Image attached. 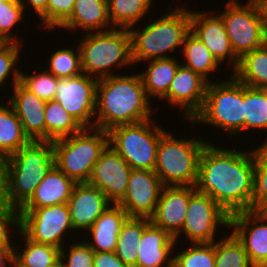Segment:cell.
Masks as SVG:
<instances>
[{"instance_id":"52a82bcc","label":"cell","mask_w":267,"mask_h":267,"mask_svg":"<svg viewBox=\"0 0 267 267\" xmlns=\"http://www.w3.org/2000/svg\"><path fill=\"white\" fill-rule=\"evenodd\" d=\"M178 137L168 130L161 136L154 172L164 186L195 187L199 157L208 141L193 136Z\"/></svg>"},{"instance_id":"ba28073f","label":"cell","mask_w":267,"mask_h":267,"mask_svg":"<svg viewBox=\"0 0 267 267\" xmlns=\"http://www.w3.org/2000/svg\"><path fill=\"white\" fill-rule=\"evenodd\" d=\"M108 145L107 131L83 128L76 134L53 141L55 165L76 183L88 182L94 165Z\"/></svg>"},{"instance_id":"8992f818","label":"cell","mask_w":267,"mask_h":267,"mask_svg":"<svg viewBox=\"0 0 267 267\" xmlns=\"http://www.w3.org/2000/svg\"><path fill=\"white\" fill-rule=\"evenodd\" d=\"M229 77L208 84L203 107L189 121L192 127L208 124L221 129L228 137L244 133L243 83L232 74Z\"/></svg>"},{"instance_id":"1f68e13d","label":"cell","mask_w":267,"mask_h":267,"mask_svg":"<svg viewBox=\"0 0 267 267\" xmlns=\"http://www.w3.org/2000/svg\"><path fill=\"white\" fill-rule=\"evenodd\" d=\"M108 15L114 28L137 26L153 10L154 0H107Z\"/></svg>"},{"instance_id":"e0dca14e","label":"cell","mask_w":267,"mask_h":267,"mask_svg":"<svg viewBox=\"0 0 267 267\" xmlns=\"http://www.w3.org/2000/svg\"><path fill=\"white\" fill-rule=\"evenodd\" d=\"M209 82L192 69L179 65L167 95L162 99L181 109L182 121L188 123L201 110Z\"/></svg>"},{"instance_id":"4dcf8cb0","label":"cell","mask_w":267,"mask_h":267,"mask_svg":"<svg viewBox=\"0 0 267 267\" xmlns=\"http://www.w3.org/2000/svg\"><path fill=\"white\" fill-rule=\"evenodd\" d=\"M151 224L149 218L128 217L122 224L117 238L115 254L128 267H136L137 245L143 231Z\"/></svg>"},{"instance_id":"9a60e30c","label":"cell","mask_w":267,"mask_h":267,"mask_svg":"<svg viewBox=\"0 0 267 267\" xmlns=\"http://www.w3.org/2000/svg\"><path fill=\"white\" fill-rule=\"evenodd\" d=\"M163 187L154 171L132 169L126 193L118 205L128 217L150 219L155 213Z\"/></svg>"},{"instance_id":"db71d44e","label":"cell","mask_w":267,"mask_h":267,"mask_svg":"<svg viewBox=\"0 0 267 267\" xmlns=\"http://www.w3.org/2000/svg\"><path fill=\"white\" fill-rule=\"evenodd\" d=\"M4 42L0 39V46L3 44Z\"/></svg>"},{"instance_id":"7bdbcfd3","label":"cell","mask_w":267,"mask_h":267,"mask_svg":"<svg viewBox=\"0 0 267 267\" xmlns=\"http://www.w3.org/2000/svg\"><path fill=\"white\" fill-rule=\"evenodd\" d=\"M19 230H20L19 210L11 205H0V247L14 248L15 244L14 238L17 239Z\"/></svg>"},{"instance_id":"74e56055","label":"cell","mask_w":267,"mask_h":267,"mask_svg":"<svg viewBox=\"0 0 267 267\" xmlns=\"http://www.w3.org/2000/svg\"><path fill=\"white\" fill-rule=\"evenodd\" d=\"M24 14L27 12L18 0H0V39L3 42L24 43V39L14 33Z\"/></svg>"},{"instance_id":"44dd1931","label":"cell","mask_w":267,"mask_h":267,"mask_svg":"<svg viewBox=\"0 0 267 267\" xmlns=\"http://www.w3.org/2000/svg\"><path fill=\"white\" fill-rule=\"evenodd\" d=\"M12 89L8 99L2 101H8L12 105L24 133L31 141H45L46 101L31 93L20 82Z\"/></svg>"},{"instance_id":"30bf717a","label":"cell","mask_w":267,"mask_h":267,"mask_svg":"<svg viewBox=\"0 0 267 267\" xmlns=\"http://www.w3.org/2000/svg\"><path fill=\"white\" fill-rule=\"evenodd\" d=\"M227 0L224 10L217 12L222 18L235 55L240 59L267 43L263 16L256 0Z\"/></svg>"},{"instance_id":"d4e9b609","label":"cell","mask_w":267,"mask_h":267,"mask_svg":"<svg viewBox=\"0 0 267 267\" xmlns=\"http://www.w3.org/2000/svg\"><path fill=\"white\" fill-rule=\"evenodd\" d=\"M75 185L73 179L54 165L21 208H41L67 203Z\"/></svg>"},{"instance_id":"7402d4cb","label":"cell","mask_w":267,"mask_h":267,"mask_svg":"<svg viewBox=\"0 0 267 267\" xmlns=\"http://www.w3.org/2000/svg\"><path fill=\"white\" fill-rule=\"evenodd\" d=\"M175 245L174 237L151 223L136 246V267H173Z\"/></svg>"},{"instance_id":"b9f144b4","label":"cell","mask_w":267,"mask_h":267,"mask_svg":"<svg viewBox=\"0 0 267 267\" xmlns=\"http://www.w3.org/2000/svg\"><path fill=\"white\" fill-rule=\"evenodd\" d=\"M81 240L80 242L71 240V243L69 240L67 242L69 248L63 246L60 249L62 267H93L94 251L85 240Z\"/></svg>"},{"instance_id":"e575fe53","label":"cell","mask_w":267,"mask_h":267,"mask_svg":"<svg viewBox=\"0 0 267 267\" xmlns=\"http://www.w3.org/2000/svg\"><path fill=\"white\" fill-rule=\"evenodd\" d=\"M226 234L215 241V267H254L238 239L232 233Z\"/></svg>"},{"instance_id":"ac0fdd59","label":"cell","mask_w":267,"mask_h":267,"mask_svg":"<svg viewBox=\"0 0 267 267\" xmlns=\"http://www.w3.org/2000/svg\"><path fill=\"white\" fill-rule=\"evenodd\" d=\"M131 172L128 163L108 145L94 165L88 183L101 190L112 204H118L126 193Z\"/></svg>"},{"instance_id":"f907efd6","label":"cell","mask_w":267,"mask_h":267,"mask_svg":"<svg viewBox=\"0 0 267 267\" xmlns=\"http://www.w3.org/2000/svg\"><path fill=\"white\" fill-rule=\"evenodd\" d=\"M10 267H21L14 260L9 264Z\"/></svg>"},{"instance_id":"484cf974","label":"cell","mask_w":267,"mask_h":267,"mask_svg":"<svg viewBox=\"0 0 267 267\" xmlns=\"http://www.w3.org/2000/svg\"><path fill=\"white\" fill-rule=\"evenodd\" d=\"M176 55L169 58L153 59L147 62L145 71L139 72L144 89L148 98L152 101V98L160 99V101L167 95L181 60Z\"/></svg>"},{"instance_id":"4316f807","label":"cell","mask_w":267,"mask_h":267,"mask_svg":"<svg viewBox=\"0 0 267 267\" xmlns=\"http://www.w3.org/2000/svg\"><path fill=\"white\" fill-rule=\"evenodd\" d=\"M18 234V237L21 235L18 239H22L21 244L24 247L22 245H19L20 247L16 245L19 241L15 239L13 260L21 267H50L60 260V248L34 242L21 230H19Z\"/></svg>"},{"instance_id":"ffe728a7","label":"cell","mask_w":267,"mask_h":267,"mask_svg":"<svg viewBox=\"0 0 267 267\" xmlns=\"http://www.w3.org/2000/svg\"><path fill=\"white\" fill-rule=\"evenodd\" d=\"M194 186H164L151 223L175 237L182 229Z\"/></svg>"},{"instance_id":"836d02e7","label":"cell","mask_w":267,"mask_h":267,"mask_svg":"<svg viewBox=\"0 0 267 267\" xmlns=\"http://www.w3.org/2000/svg\"><path fill=\"white\" fill-rule=\"evenodd\" d=\"M244 133L249 130L267 133V90L248 87L243 84ZM267 135V134H266ZM262 144H267L265 136Z\"/></svg>"},{"instance_id":"277c9868","label":"cell","mask_w":267,"mask_h":267,"mask_svg":"<svg viewBox=\"0 0 267 267\" xmlns=\"http://www.w3.org/2000/svg\"><path fill=\"white\" fill-rule=\"evenodd\" d=\"M77 44L83 73L98 80L117 75L114 69L119 70L134 64L131 35L127 28L84 33Z\"/></svg>"},{"instance_id":"f6af8a7d","label":"cell","mask_w":267,"mask_h":267,"mask_svg":"<svg viewBox=\"0 0 267 267\" xmlns=\"http://www.w3.org/2000/svg\"><path fill=\"white\" fill-rule=\"evenodd\" d=\"M0 205H11L9 198L7 157L0 155Z\"/></svg>"},{"instance_id":"603a6c76","label":"cell","mask_w":267,"mask_h":267,"mask_svg":"<svg viewBox=\"0 0 267 267\" xmlns=\"http://www.w3.org/2000/svg\"><path fill=\"white\" fill-rule=\"evenodd\" d=\"M60 31L104 32L114 27L108 15L107 0H75L71 15L58 27ZM82 29V30H81Z\"/></svg>"},{"instance_id":"7a4b0ae2","label":"cell","mask_w":267,"mask_h":267,"mask_svg":"<svg viewBox=\"0 0 267 267\" xmlns=\"http://www.w3.org/2000/svg\"><path fill=\"white\" fill-rule=\"evenodd\" d=\"M139 73L118 74L98 80L94 127L104 131L149 120L154 107ZM153 109V110H152Z\"/></svg>"},{"instance_id":"ee69618b","label":"cell","mask_w":267,"mask_h":267,"mask_svg":"<svg viewBox=\"0 0 267 267\" xmlns=\"http://www.w3.org/2000/svg\"><path fill=\"white\" fill-rule=\"evenodd\" d=\"M75 0H48L46 30L55 31L71 15ZM57 28V29H56ZM55 29V30H54Z\"/></svg>"},{"instance_id":"d6986e66","label":"cell","mask_w":267,"mask_h":267,"mask_svg":"<svg viewBox=\"0 0 267 267\" xmlns=\"http://www.w3.org/2000/svg\"><path fill=\"white\" fill-rule=\"evenodd\" d=\"M67 204L74 233L83 230L82 236L112 203L97 187L82 182L76 183Z\"/></svg>"},{"instance_id":"8d00e7d4","label":"cell","mask_w":267,"mask_h":267,"mask_svg":"<svg viewBox=\"0 0 267 267\" xmlns=\"http://www.w3.org/2000/svg\"><path fill=\"white\" fill-rule=\"evenodd\" d=\"M75 49H72L71 46L70 48L60 47L57 50L55 49V52L49 57L45 69L56 78H71L82 74L81 54L78 44Z\"/></svg>"},{"instance_id":"f35d334b","label":"cell","mask_w":267,"mask_h":267,"mask_svg":"<svg viewBox=\"0 0 267 267\" xmlns=\"http://www.w3.org/2000/svg\"><path fill=\"white\" fill-rule=\"evenodd\" d=\"M33 71L34 74L20 71V83L44 101L55 100L58 78L44 68Z\"/></svg>"},{"instance_id":"d590c367","label":"cell","mask_w":267,"mask_h":267,"mask_svg":"<svg viewBox=\"0 0 267 267\" xmlns=\"http://www.w3.org/2000/svg\"><path fill=\"white\" fill-rule=\"evenodd\" d=\"M188 243L185 242L186 247H181L182 250H178L173 255V267H215V242L214 243ZM188 246V247H187Z\"/></svg>"},{"instance_id":"f546056e","label":"cell","mask_w":267,"mask_h":267,"mask_svg":"<svg viewBox=\"0 0 267 267\" xmlns=\"http://www.w3.org/2000/svg\"><path fill=\"white\" fill-rule=\"evenodd\" d=\"M6 103L0 104V155L9 157L31 140L24 133L12 105Z\"/></svg>"},{"instance_id":"2e32d148","label":"cell","mask_w":267,"mask_h":267,"mask_svg":"<svg viewBox=\"0 0 267 267\" xmlns=\"http://www.w3.org/2000/svg\"><path fill=\"white\" fill-rule=\"evenodd\" d=\"M190 18L191 32L203 42L220 64L226 61L227 67L231 66L232 73L238 66L239 58L232 49L222 18L215 11L200 12L193 9H190Z\"/></svg>"},{"instance_id":"c3c4849f","label":"cell","mask_w":267,"mask_h":267,"mask_svg":"<svg viewBox=\"0 0 267 267\" xmlns=\"http://www.w3.org/2000/svg\"><path fill=\"white\" fill-rule=\"evenodd\" d=\"M14 248H1L0 247V267H9L13 261Z\"/></svg>"},{"instance_id":"bcb514c9","label":"cell","mask_w":267,"mask_h":267,"mask_svg":"<svg viewBox=\"0 0 267 267\" xmlns=\"http://www.w3.org/2000/svg\"><path fill=\"white\" fill-rule=\"evenodd\" d=\"M93 267H128L115 252L94 251Z\"/></svg>"},{"instance_id":"8fae6325","label":"cell","mask_w":267,"mask_h":267,"mask_svg":"<svg viewBox=\"0 0 267 267\" xmlns=\"http://www.w3.org/2000/svg\"><path fill=\"white\" fill-rule=\"evenodd\" d=\"M229 220L230 214L207 194L196 190L189 198L182 229L174 239L178 243L184 234L188 243H214L220 239L218 229L229 228Z\"/></svg>"},{"instance_id":"d6a6232c","label":"cell","mask_w":267,"mask_h":267,"mask_svg":"<svg viewBox=\"0 0 267 267\" xmlns=\"http://www.w3.org/2000/svg\"><path fill=\"white\" fill-rule=\"evenodd\" d=\"M83 127L56 100L46 101L45 141H56L80 132Z\"/></svg>"},{"instance_id":"5b68a950","label":"cell","mask_w":267,"mask_h":267,"mask_svg":"<svg viewBox=\"0 0 267 267\" xmlns=\"http://www.w3.org/2000/svg\"><path fill=\"white\" fill-rule=\"evenodd\" d=\"M55 165L53 142L30 141L7 157L9 198L18 210Z\"/></svg>"},{"instance_id":"4fadbf2b","label":"cell","mask_w":267,"mask_h":267,"mask_svg":"<svg viewBox=\"0 0 267 267\" xmlns=\"http://www.w3.org/2000/svg\"><path fill=\"white\" fill-rule=\"evenodd\" d=\"M98 79L82 73L76 77L58 78L55 100L83 128L94 127Z\"/></svg>"},{"instance_id":"816d5d0a","label":"cell","mask_w":267,"mask_h":267,"mask_svg":"<svg viewBox=\"0 0 267 267\" xmlns=\"http://www.w3.org/2000/svg\"><path fill=\"white\" fill-rule=\"evenodd\" d=\"M50 267H62L61 261L59 260L55 265Z\"/></svg>"},{"instance_id":"f1b7e54d","label":"cell","mask_w":267,"mask_h":267,"mask_svg":"<svg viewBox=\"0 0 267 267\" xmlns=\"http://www.w3.org/2000/svg\"><path fill=\"white\" fill-rule=\"evenodd\" d=\"M231 74L248 87L267 90V43L244 54Z\"/></svg>"},{"instance_id":"681fc988","label":"cell","mask_w":267,"mask_h":267,"mask_svg":"<svg viewBox=\"0 0 267 267\" xmlns=\"http://www.w3.org/2000/svg\"><path fill=\"white\" fill-rule=\"evenodd\" d=\"M256 1L260 7L263 16V25L267 37V0H256Z\"/></svg>"},{"instance_id":"6da1fadb","label":"cell","mask_w":267,"mask_h":267,"mask_svg":"<svg viewBox=\"0 0 267 267\" xmlns=\"http://www.w3.org/2000/svg\"><path fill=\"white\" fill-rule=\"evenodd\" d=\"M195 188L230 215L253 210V150L221 149L207 142L199 157Z\"/></svg>"},{"instance_id":"7dc6e473","label":"cell","mask_w":267,"mask_h":267,"mask_svg":"<svg viewBox=\"0 0 267 267\" xmlns=\"http://www.w3.org/2000/svg\"><path fill=\"white\" fill-rule=\"evenodd\" d=\"M20 2V4L22 5V7L24 8V10H30L29 7L31 8L32 11L36 13V15L39 17L38 19H40V22L38 25H40V27L42 26V29H46V9H47V4H48V0H18ZM30 5V6H29ZM28 6V9H26Z\"/></svg>"},{"instance_id":"60d3db41","label":"cell","mask_w":267,"mask_h":267,"mask_svg":"<svg viewBox=\"0 0 267 267\" xmlns=\"http://www.w3.org/2000/svg\"><path fill=\"white\" fill-rule=\"evenodd\" d=\"M22 44L14 42H4L0 46V87L1 90L5 88L7 81L12 79V88L18 82H20V67L18 68V61H20V55L22 54ZM19 57V58H18ZM12 75V76H11Z\"/></svg>"},{"instance_id":"9c48e42d","label":"cell","mask_w":267,"mask_h":267,"mask_svg":"<svg viewBox=\"0 0 267 267\" xmlns=\"http://www.w3.org/2000/svg\"><path fill=\"white\" fill-rule=\"evenodd\" d=\"M157 120L119 125L108 132L109 146L112 147L134 170L154 171L158 144L167 128L158 125Z\"/></svg>"},{"instance_id":"83f0119b","label":"cell","mask_w":267,"mask_h":267,"mask_svg":"<svg viewBox=\"0 0 267 267\" xmlns=\"http://www.w3.org/2000/svg\"><path fill=\"white\" fill-rule=\"evenodd\" d=\"M181 58L185 60L181 64L187 68L192 69L195 73L201 75L209 83L212 78H209L212 73H216L220 69V63L216 60L209 49L203 42L191 31L185 36L183 46L181 48Z\"/></svg>"},{"instance_id":"3957f363","label":"cell","mask_w":267,"mask_h":267,"mask_svg":"<svg viewBox=\"0 0 267 267\" xmlns=\"http://www.w3.org/2000/svg\"><path fill=\"white\" fill-rule=\"evenodd\" d=\"M182 6H169L167 14L154 21H146L147 24L140 26V29L134 26L129 28L134 65L138 62L174 57L169 54L175 53L177 48L181 50L185 36L191 31L190 10Z\"/></svg>"},{"instance_id":"cb8c5ba5","label":"cell","mask_w":267,"mask_h":267,"mask_svg":"<svg viewBox=\"0 0 267 267\" xmlns=\"http://www.w3.org/2000/svg\"><path fill=\"white\" fill-rule=\"evenodd\" d=\"M127 218L128 215L121 206L111 204L86 231L85 237H90L85 242L93 251L115 252L121 226Z\"/></svg>"},{"instance_id":"f5cc1de1","label":"cell","mask_w":267,"mask_h":267,"mask_svg":"<svg viewBox=\"0 0 267 267\" xmlns=\"http://www.w3.org/2000/svg\"><path fill=\"white\" fill-rule=\"evenodd\" d=\"M263 211L267 214V206L263 209Z\"/></svg>"},{"instance_id":"5bb4252c","label":"cell","mask_w":267,"mask_h":267,"mask_svg":"<svg viewBox=\"0 0 267 267\" xmlns=\"http://www.w3.org/2000/svg\"><path fill=\"white\" fill-rule=\"evenodd\" d=\"M247 252L254 267H267V214L263 210L240 211L230 215L229 229Z\"/></svg>"},{"instance_id":"7c38bea8","label":"cell","mask_w":267,"mask_h":267,"mask_svg":"<svg viewBox=\"0 0 267 267\" xmlns=\"http://www.w3.org/2000/svg\"><path fill=\"white\" fill-rule=\"evenodd\" d=\"M19 213L20 230L34 242L61 249L67 244L66 237L72 235L70 232L74 233L67 203L41 208H20Z\"/></svg>"},{"instance_id":"ab89813d","label":"cell","mask_w":267,"mask_h":267,"mask_svg":"<svg viewBox=\"0 0 267 267\" xmlns=\"http://www.w3.org/2000/svg\"><path fill=\"white\" fill-rule=\"evenodd\" d=\"M253 150L254 194L253 210H263L267 206V144H260Z\"/></svg>"}]
</instances>
